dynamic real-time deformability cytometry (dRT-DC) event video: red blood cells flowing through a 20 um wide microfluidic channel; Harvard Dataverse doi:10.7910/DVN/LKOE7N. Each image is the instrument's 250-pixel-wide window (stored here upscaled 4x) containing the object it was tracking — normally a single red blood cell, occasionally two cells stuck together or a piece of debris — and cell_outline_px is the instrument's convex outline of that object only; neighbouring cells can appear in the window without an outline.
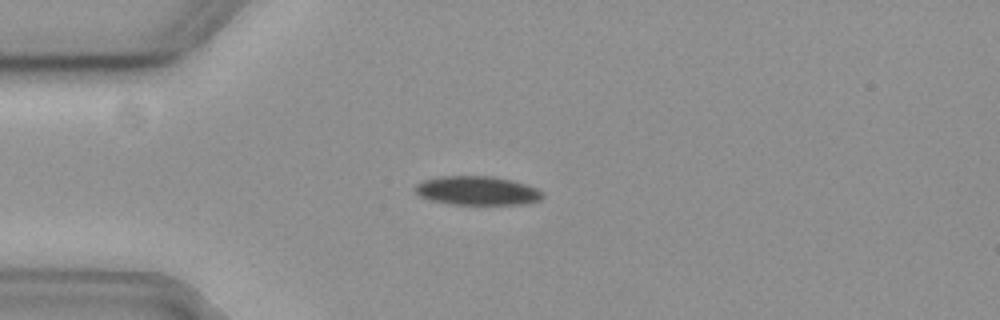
{"species": "common noctule bat (a hibernating species)", "species_latin": "Nyctalus noctula", "temperature_condition": "cold", "stored_images_in_passage": 8, "camera_frame_rate_fps": 3000, "um_per_image_px": 0.085, "animal": {"sex": "female", "body_mass_g": 19.3, "forearm_length_mm": 54.1}, "frame": {"image": 1, "passage_image": 4, "time_ms": 1.0, "image_size_px": [1000, 320], "cell_outline_px": [[544, 196], [540, 200], [528, 204], [448, 204], [428, 200], [420, 196], [416, 192], [416, 184], [424, 180], [440, 176], [492, 176], [512, 180], [536, 188], [544, 192]], "centroid_in_image_um": [40.58, 16.21], "position_along_channel_um": 44.4, "area_um2": 21.56}}